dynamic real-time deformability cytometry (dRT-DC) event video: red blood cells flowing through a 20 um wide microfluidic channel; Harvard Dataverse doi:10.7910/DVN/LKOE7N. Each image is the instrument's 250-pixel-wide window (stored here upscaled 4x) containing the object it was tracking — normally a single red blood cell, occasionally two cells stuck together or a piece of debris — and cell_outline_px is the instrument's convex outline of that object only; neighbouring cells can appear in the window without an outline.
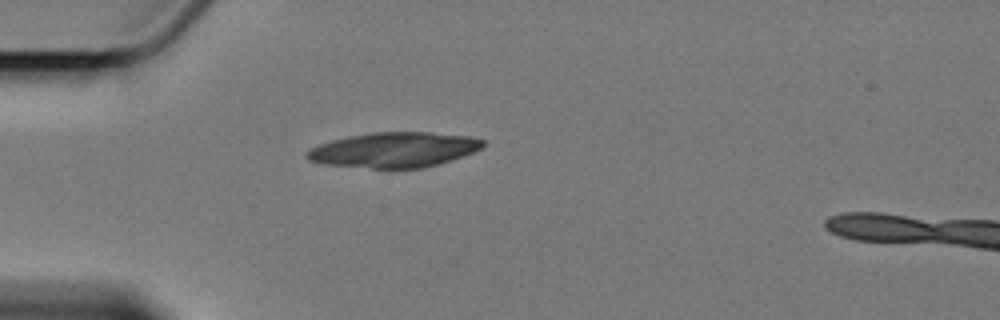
{"species": "Egyptian fruit bat (a non-hibernating species)", "species_latin": "Rousettus aegyptiacus", "temperature_condition": "cold", "stored_images_in_passage": 1, "camera_frame_rate_fps": 3000, "um_per_image_px": 0.085, "animal": {"sex": "female"}, "frame": {"image": 1, "passage_image": 1, "time_ms": 0.0, "image_size_px": [1000, 320], "cell_outline_px": [[484, 144], [480, 148], [472, 152], [452, 160], [424, 168], [372, 168], [324, 164], [308, 160], [304, 156], [304, 152], [320, 144], [332, 140], [348, 136], [372, 132], [432, 132], [468, 136], [484, 140]], "centroid_in_image_um": [33.47, 12.73], "position_along_channel_um": 51.5, "area_um2": 35.95}}